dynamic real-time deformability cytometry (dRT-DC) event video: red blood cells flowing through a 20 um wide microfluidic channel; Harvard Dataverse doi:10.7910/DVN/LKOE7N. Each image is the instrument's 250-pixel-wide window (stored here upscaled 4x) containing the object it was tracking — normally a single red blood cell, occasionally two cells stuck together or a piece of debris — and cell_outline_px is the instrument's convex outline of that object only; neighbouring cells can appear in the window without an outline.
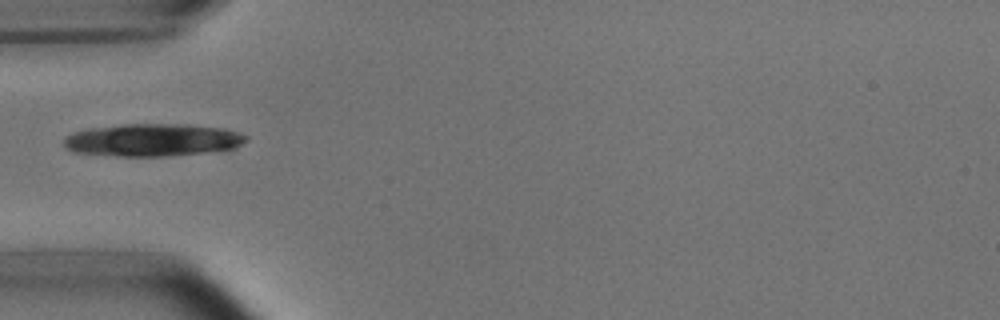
{"species": "common noctule bat (a hibernating species)", "species_latin": "Nyctalus noctula", "temperature_condition": "room temperature", "stored_images_in_passage": 23, "camera_frame_rate_fps": 3000, "um_per_image_px": 0.085, "animal": {"sex": "male", "body_mass_g": 15.6}, "frame": {"image": 1, "passage_image": 1, "time_ms": 0.0, "image_size_px": [1000, 320], "cell_outline_px": [[248, 140], [236, 148], [204, 152], [168, 156], [116, 156], [72, 152], [64, 148], [64, 140], [68, 136], [76, 132], [88, 128], [124, 124], [184, 124], [224, 128], [248, 136]], "centroid_in_image_um": [12.97, 11.9], "position_along_channel_um": 72.0, "area_um2": 34.62}}
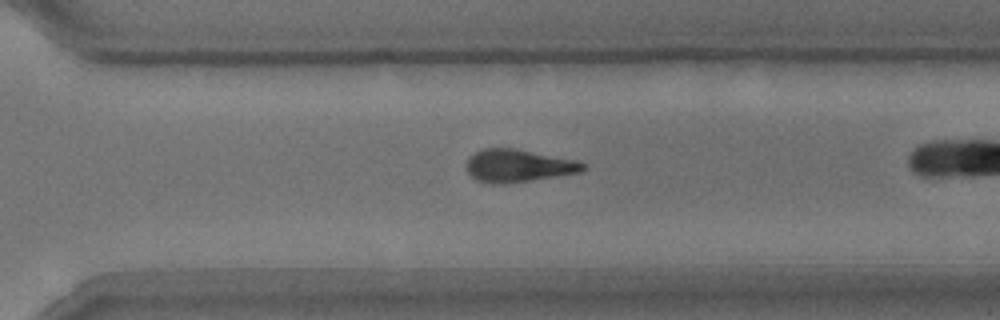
{"frame": {"image": 2, "passage_image": 18, "time_ms": 5.667, "image_size_px": [1000, 320], "cell_outline_px": [[588, 168], [580, 172], [556, 176], [504, 184], [492, 184], [476, 180], [468, 172], [468, 156], [484, 148], [516, 148], [576, 160], [588, 164]], "centroid_in_image_um": [44.08, 14.08], "position_along_channel_um": 326.5, "area_um2": 22.2}}
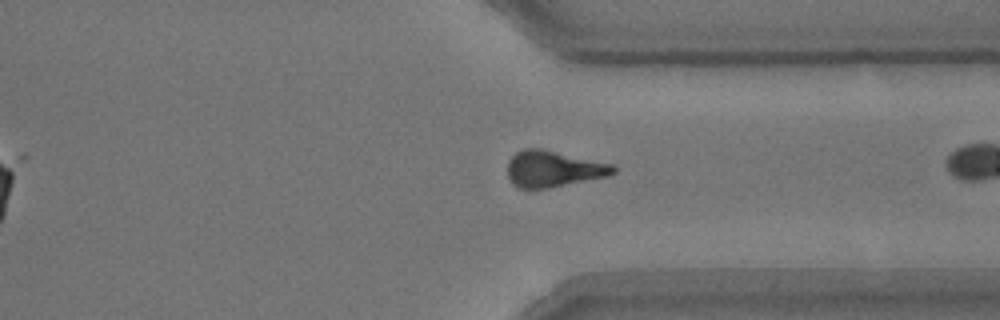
{"frame": {"image": 3, "passage_image": 21, "time_ms": 6.667, "image_size_px": [1000, 320], "cell_outline_px": [[616, 172], [608, 176], [548, 188], [516, 188], [512, 184], [508, 176], [508, 160], [516, 152], [524, 148], [540, 148], [612, 164], [616, 168]], "centroid_in_image_um": [47.01, 14.35], "position_along_channel_um": 364.4, "area_um2": 22.25}}